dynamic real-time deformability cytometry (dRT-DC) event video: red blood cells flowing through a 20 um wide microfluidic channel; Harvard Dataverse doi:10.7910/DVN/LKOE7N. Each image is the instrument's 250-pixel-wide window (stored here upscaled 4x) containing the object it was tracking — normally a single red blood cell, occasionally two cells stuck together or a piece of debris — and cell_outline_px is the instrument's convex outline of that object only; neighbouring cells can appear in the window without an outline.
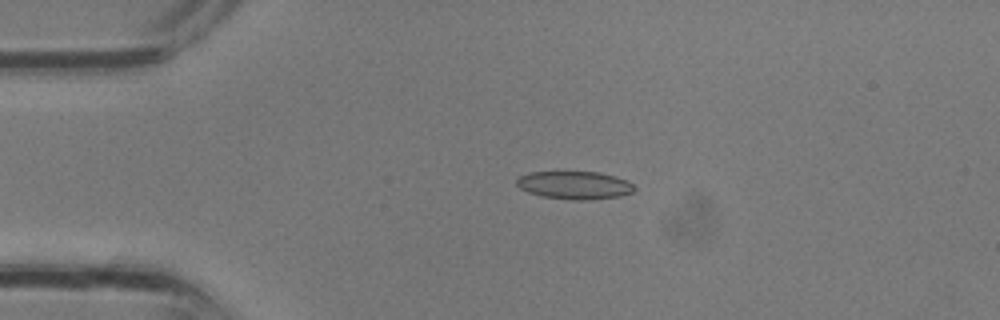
{"species": "common noctule bat (a hibernating species)", "species_latin": "Nyctalus noctula", "temperature_condition": "room temperature", "stored_images_in_passage": 3, "camera_frame_rate_fps": 3000, "um_per_image_px": 0.085, "animal": {"sex": "male", "body_mass_g": 13.3}, "frame": {"image": 1, "passage_image": 3, "time_ms": 0.667, "image_size_px": [1000, 320], "cell_outline_px": [[636, 188], [632, 192], [620, 196], [584, 200], [572, 200], [540, 196], [528, 192], [520, 188], [516, 184], [516, 180], [520, 176], [528, 172], [600, 172], [616, 176], [628, 180]], "centroid_in_image_um": [48.84, 15.73], "position_along_channel_um": 36.2, "area_um2": 19.25}}